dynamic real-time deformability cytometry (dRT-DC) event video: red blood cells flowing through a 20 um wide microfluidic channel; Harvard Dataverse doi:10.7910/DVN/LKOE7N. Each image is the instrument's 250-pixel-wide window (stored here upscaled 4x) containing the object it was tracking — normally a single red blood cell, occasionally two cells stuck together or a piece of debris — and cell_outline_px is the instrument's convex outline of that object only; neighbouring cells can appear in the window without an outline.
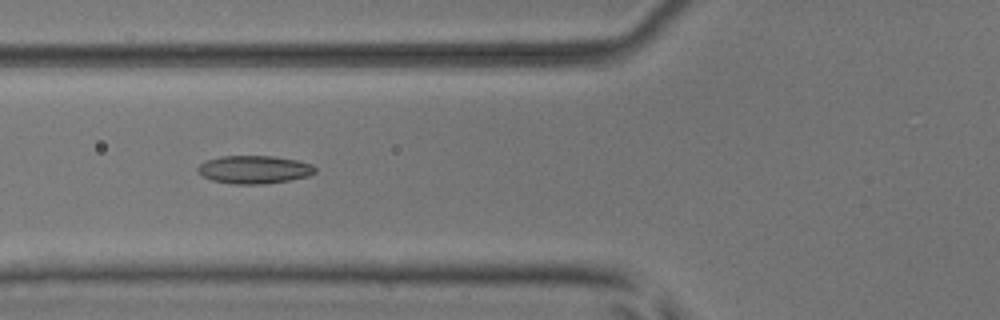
{"species": "common noctule bat (a hibernating species)", "species_latin": "Nyctalus noctula", "temperature_condition": "room temperature", "stored_images_in_passage": 6, "camera_frame_rate_fps": 3000, "um_per_image_px": 0.085, "animal": {"sex": "male", "body_mass_g": 17.9, "forearm_length_mm": 54.2}, "frame": {"image": 1, "passage_image": 3, "time_ms": 0.667, "image_size_px": [1000, 320], "cell_outline_px": [[316, 172], [308, 176], [288, 180], [264, 184], [232, 184], [212, 180], [196, 172], [196, 168], [200, 164], [208, 160], [220, 156], [272, 156], [296, 160], [312, 164], [316, 168]], "centroid_in_image_um": [21.59, 14.41], "position_along_channel_um": 104.2, "area_um2": 19.13}}
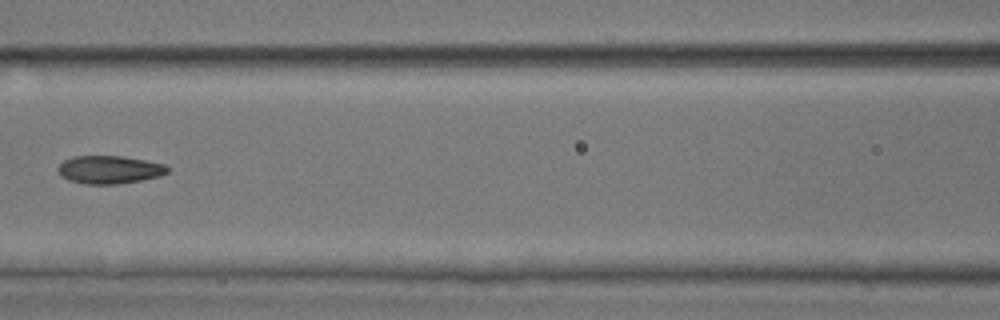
{"frame": {"image": 2, "passage_image": 4, "time_ms": 1.0, "image_size_px": [1000, 320], "cell_outline_px": [[168, 172], [160, 176], [140, 180], [116, 184], [84, 184], [68, 180], [60, 176], [56, 168], [64, 160], [72, 156], [124, 156], [164, 164], [168, 168]], "centroid_in_image_um": [9.25, 14.42], "position_along_channel_um": 157.4, "area_um2": 17.92}}
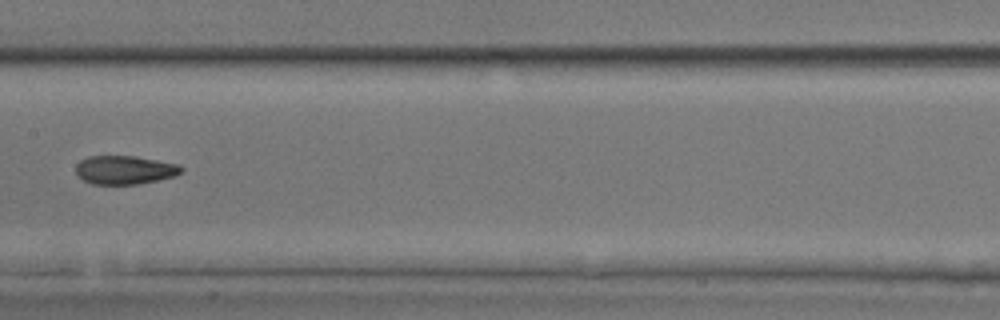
{"frame": {"image": 3, "passage_image": 5, "time_ms": 1.333, "image_size_px": [1000, 320], "cell_outline_px": [[184, 172], [176, 176], [136, 184], [92, 184], [84, 180], [76, 172], [76, 164], [80, 160], [88, 156], [136, 156], [180, 164], [184, 168]], "centroid_in_image_um": [10.65, 14.43], "position_along_channel_um": 196.8, "area_um2": 17.69}}